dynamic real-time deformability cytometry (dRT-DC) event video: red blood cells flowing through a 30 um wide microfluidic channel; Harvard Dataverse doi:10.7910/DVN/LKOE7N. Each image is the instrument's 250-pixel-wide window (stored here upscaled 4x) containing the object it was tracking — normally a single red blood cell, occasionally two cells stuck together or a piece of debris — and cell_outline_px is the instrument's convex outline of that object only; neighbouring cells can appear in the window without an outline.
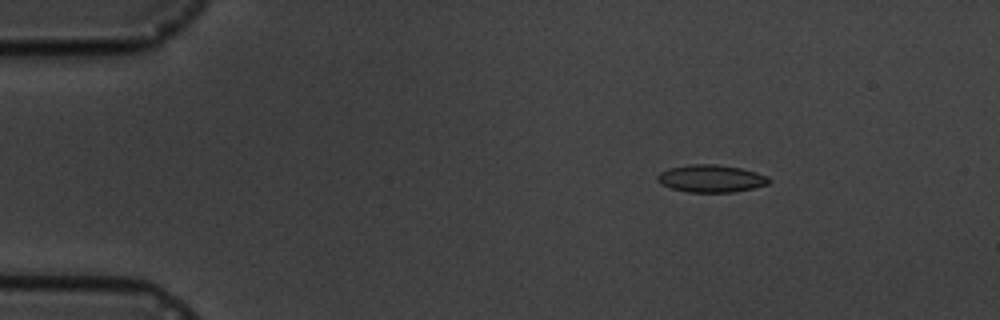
{"species": "common noctule bat (a hibernating species)", "species_latin": "Nyctalus noctula", "temperature_condition": "cold", "stored_images_in_passage": 4, "camera_frame_rate_fps": 3000, "um_per_image_px": 0.085, "animal": {"sex": "male", "body_mass_g": 19.5, "forearm_length_mm": 54.6}, "frame": {"image": 1, "passage_image": 2, "time_ms": 2.0, "image_size_px": [1000, 320], "cell_outline_px": [[772, 180], [768, 184], [752, 188], [732, 192], [688, 192], [672, 188], [660, 184], [656, 180], [656, 176], [660, 172], [668, 168], [688, 164], [716, 164], [740, 168], [756, 172], [768, 176]], "centroid_in_image_um": [60.42, 15.17], "position_along_channel_um": 24.6, "area_um2": 17.92}}